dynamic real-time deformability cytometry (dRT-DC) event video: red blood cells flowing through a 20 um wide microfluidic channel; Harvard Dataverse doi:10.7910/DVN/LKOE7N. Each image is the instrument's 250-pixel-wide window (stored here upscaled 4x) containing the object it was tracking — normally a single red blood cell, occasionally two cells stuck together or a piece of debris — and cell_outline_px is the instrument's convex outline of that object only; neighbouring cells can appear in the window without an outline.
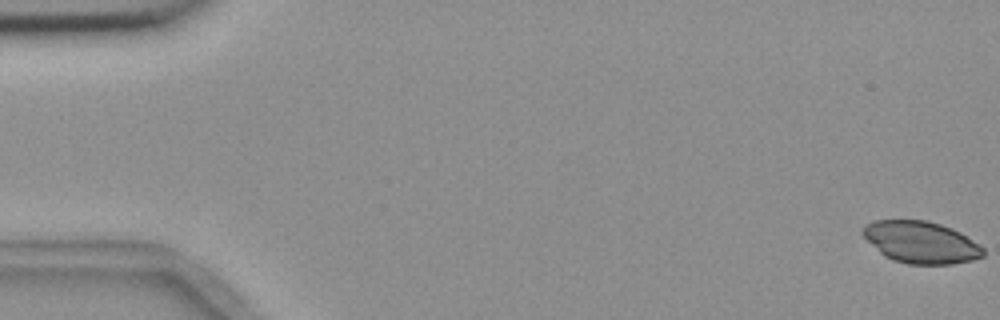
{"species": "common noctule bat (a hibernating species)", "species_latin": "Nyctalus noctula", "temperature_condition": "room temperature", "stored_images_in_passage": 4, "camera_frame_rate_fps": 3000, "um_per_image_px": 0.085, "animal": {"sex": "female", "body_mass_g": 18.4}, "frame": {"image": 1, "passage_image": 1, "time_ms": 0.0, "image_size_px": [1000, 320], "cell_outline_px": [[984, 256], [972, 260], [952, 264], [908, 264], [892, 260], [884, 256], [860, 232], [868, 224], [876, 220], [928, 220], [952, 228], [960, 232], [980, 244], [984, 248]], "centroid_in_image_um": [78.32, 20.6], "position_along_channel_um": 6.7, "area_um2": 29.36}}